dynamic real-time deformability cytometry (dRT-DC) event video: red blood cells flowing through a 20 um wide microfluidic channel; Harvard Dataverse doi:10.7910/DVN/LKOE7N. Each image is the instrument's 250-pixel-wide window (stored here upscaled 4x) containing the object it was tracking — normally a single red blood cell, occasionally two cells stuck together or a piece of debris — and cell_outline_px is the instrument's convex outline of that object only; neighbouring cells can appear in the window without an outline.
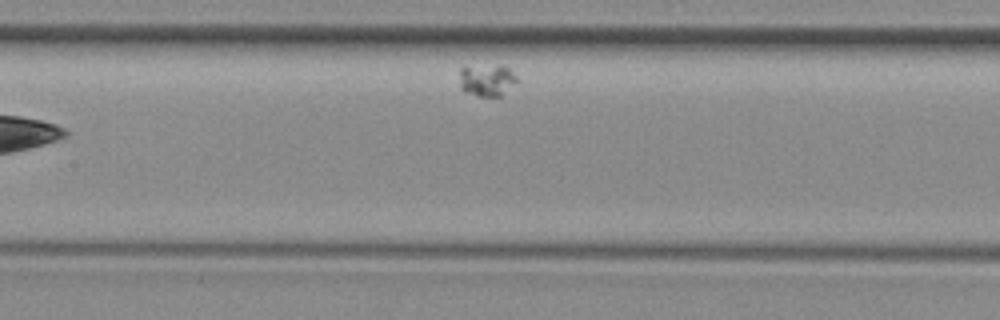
{"species": "common noctule bat (a hibernating species)", "species_latin": "Nyctalus noctula", "temperature_condition": "room temperature", "stored_images_in_passage": 6, "segment_of_instrument_passage": [2, 2], "camera_frame_rate_fps": 3000, "um_per_image_px": 0.085, "animal": {"sex": "female", "body_mass_g": 29.2, "forearm_length_mm": 56.3}, "frame": {"image": 1, "passage_image": 5, "time_ms": 4.667, "image_size_px": [1000, 320], "cell_outline_px": [[516, 80], [500, 96], [476, 96], [464, 92], [460, 88], [460, 68], [500, 64], [508, 68], [516, 76]], "centroid_in_image_um": [41.34, 6.81], "position_along_channel_um": 166.1, "area_um2": 10.52}}
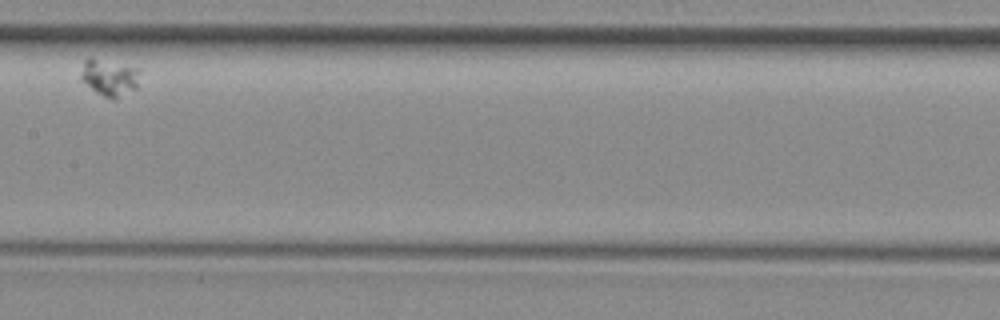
{"frame": {"image": 2, "passage_image": 6, "time_ms": 5.667, "image_size_px": [1000, 320], "cell_outline_px": [[140, 72], [136, 88], [116, 96], [104, 96], [96, 92], [80, 80], [80, 72], [84, 60], [88, 56], [92, 56], [140, 68]], "centroid_in_image_um": [9.25, 6.49], "position_along_channel_um": 198.2, "area_um2": 12.6}}